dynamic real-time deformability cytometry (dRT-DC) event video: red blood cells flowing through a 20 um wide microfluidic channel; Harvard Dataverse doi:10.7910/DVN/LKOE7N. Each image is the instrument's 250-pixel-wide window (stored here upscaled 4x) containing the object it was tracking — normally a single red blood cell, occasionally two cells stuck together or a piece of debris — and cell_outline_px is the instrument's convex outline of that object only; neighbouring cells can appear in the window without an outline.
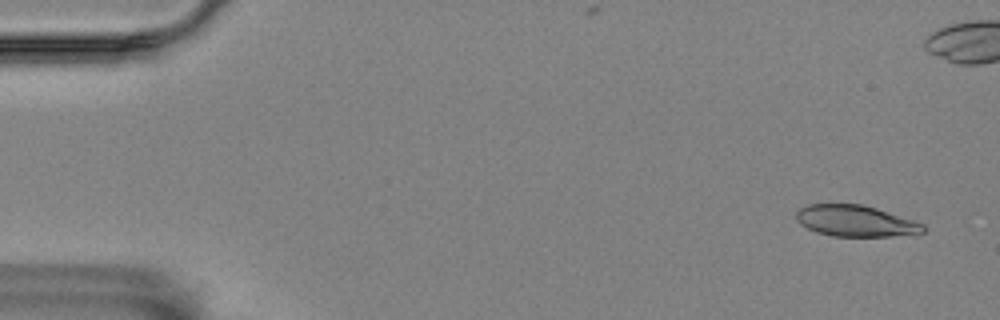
{"species": "Egyptian fruit bat (a non-hibernating species)", "species_latin": "Rousettus aegyptiacus", "temperature_condition": "room temperature", "stored_images_in_passage": 5, "camera_frame_rate_fps": 3000, "um_per_image_px": 0.085, "animal": {"sex": "female"}, "frame": {"image": 1, "passage_image": 1, "time_ms": 0.0, "image_size_px": [1000, 320], "cell_outline_px": [[928, 228], [924, 232], [892, 236], [832, 236], [816, 232], [800, 224], [796, 220], [796, 212], [800, 208], [808, 204], [860, 204], [876, 208], [924, 224]], "centroid_in_image_um": [72.7, 18.78], "position_along_channel_um": 12.3, "area_um2": 23.0}}